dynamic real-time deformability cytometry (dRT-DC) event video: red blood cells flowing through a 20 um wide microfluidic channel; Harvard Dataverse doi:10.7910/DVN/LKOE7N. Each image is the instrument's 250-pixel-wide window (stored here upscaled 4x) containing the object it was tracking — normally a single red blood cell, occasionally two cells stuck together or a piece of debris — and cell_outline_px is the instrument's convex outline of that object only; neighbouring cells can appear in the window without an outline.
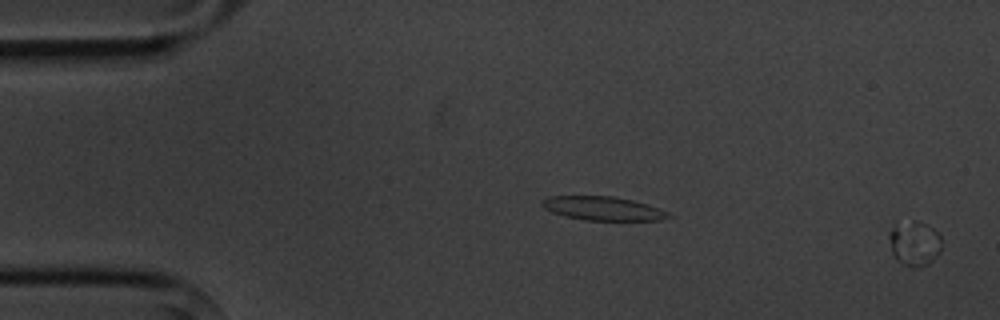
{"species": "common noctule bat (a hibernating species)", "species_latin": "Nyctalus noctula", "temperature_condition": "cold", "stored_images_in_passage": 4, "segment_of_instrument_passage": [2, 2], "camera_frame_rate_fps": 3000, "um_per_image_px": 0.085, "animal": {"sex": "male", "body_mass_g": 20.1, "forearm_length_mm": 53.5}, "frame": {"image": 1, "passage_image": 4, "time_ms": 3.333, "image_size_px": [1000, 320], "cell_outline_px": [[940, 252], [928, 264], [916, 268], [912, 268], [904, 264], [892, 252], [888, 236], [888, 232], [892, 228], [912, 220], [928, 224], [940, 236]], "centroid_in_image_um": [77.74, 20.69], "position_along_channel_um": 7.3, "area_um2": 13.35}}